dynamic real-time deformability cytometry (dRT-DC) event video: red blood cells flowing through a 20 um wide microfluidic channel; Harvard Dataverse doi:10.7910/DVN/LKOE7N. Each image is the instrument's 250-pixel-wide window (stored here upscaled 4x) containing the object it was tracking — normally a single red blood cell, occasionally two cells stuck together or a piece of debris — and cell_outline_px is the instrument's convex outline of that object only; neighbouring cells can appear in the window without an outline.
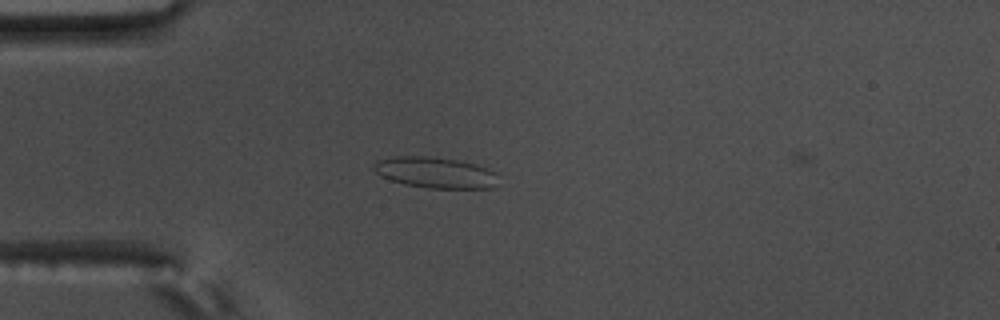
{"species": "common noctule bat (a hibernating species)", "species_latin": "Nyctalus noctula", "temperature_condition": "warm", "stored_images_in_passage": 2, "camera_frame_rate_fps": 3000, "um_per_image_px": 0.085, "animal": {"sex": "male", "body_mass_g": 17.5, "forearm_length_mm": 52.3}, "frame": {"image": 1, "passage_image": 1, "time_ms": 0.0, "image_size_px": [1000, 320], "cell_outline_px": [[496, 188], [428, 188], [404, 184], [380, 176], [372, 168], [372, 164], [376, 160], [396, 156], [432, 156], [460, 160], [476, 164], [496, 172]], "centroid_in_image_um": [36.98, 14.66], "position_along_channel_um": 48.0, "area_um2": 22.72}}